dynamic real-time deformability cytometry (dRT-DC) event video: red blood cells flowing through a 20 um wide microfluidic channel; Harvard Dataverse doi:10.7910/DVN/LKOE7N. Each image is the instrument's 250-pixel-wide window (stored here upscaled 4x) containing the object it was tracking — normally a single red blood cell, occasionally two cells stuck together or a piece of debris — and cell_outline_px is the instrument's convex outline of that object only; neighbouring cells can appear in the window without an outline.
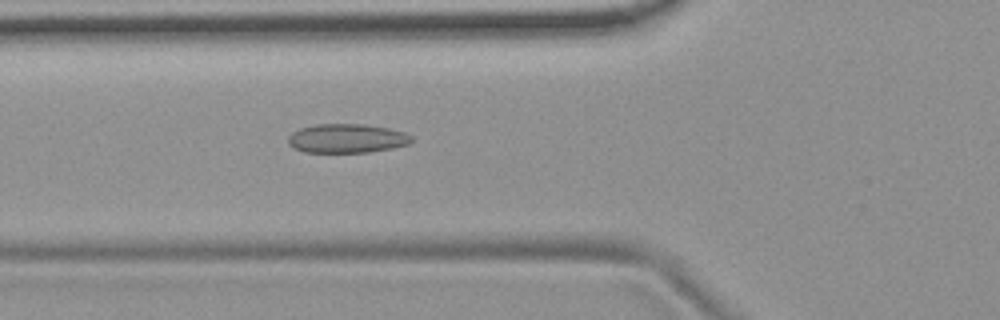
{"species": "common noctule bat (a hibernating species)", "species_latin": "Nyctalus noctula", "temperature_condition": "room temperature", "stored_images_in_passage": 51, "camera_frame_rate_fps": 3000, "um_per_image_px": 0.085, "animal": {"sex": "female", "body_mass_g": 19.9}, "frame": {"image": 1, "passage_image": 20, "time_ms": 6.333, "image_size_px": [1000, 320], "cell_outline_px": [[412, 140], [408, 144], [392, 148], [368, 152], [304, 152], [292, 148], [288, 144], [288, 136], [292, 132], [300, 128], [316, 124], [364, 124], [388, 128], [404, 132], [412, 136]], "centroid_in_image_um": [29.45, 11.76], "position_along_channel_um": 96.4, "area_um2": 20.92}}
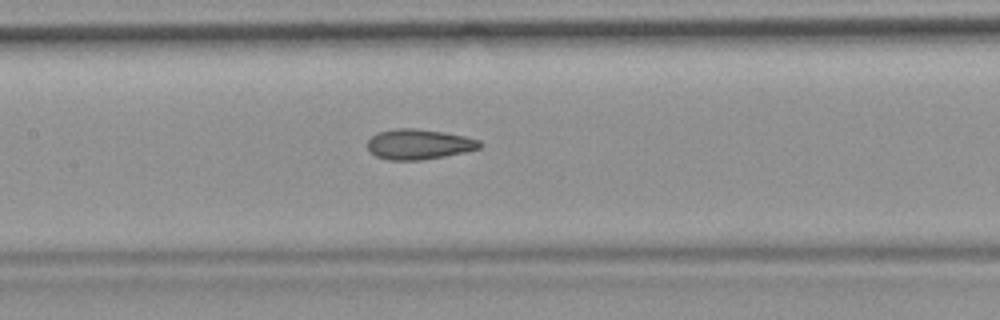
{"frame": {"image": 2, "passage_image": 26, "time_ms": 8.333, "image_size_px": [1000, 320], "cell_outline_px": [[484, 144], [480, 148], [464, 152], [444, 156], [420, 160], [388, 160], [376, 156], [368, 148], [368, 140], [376, 132], [396, 128], [416, 128], [444, 132], [464, 136], [480, 140]], "centroid_in_image_um": [35.61, 12.25], "position_along_channel_um": 171.8, "area_um2": 19.83}}
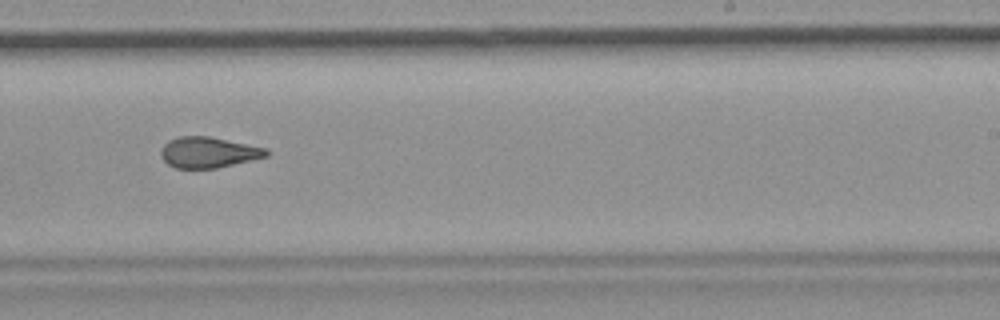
{"frame": {"image": 3, "passage_image": 34, "time_ms": 11.0, "image_size_px": [1000, 320], "cell_outline_px": [[268, 156], [216, 168], [176, 168], [168, 164], [160, 156], [160, 152], [164, 144], [168, 140], [180, 136], [208, 136], [268, 148]], "centroid_in_image_um": [17.7, 12.94], "position_along_channel_um": 271.3, "area_um2": 18.84}, "authors_computed_cell_mechanics": {"area_um2": 19.8254, "velocity_mm_per_s": 3.7528, "shape_relaxation_time_tau1_ms": null, "shape_relaxation_time_tau2_ms": 2.1989, "deformation_change_tau1": null, "deformation_change_tau2": 0.0781}}